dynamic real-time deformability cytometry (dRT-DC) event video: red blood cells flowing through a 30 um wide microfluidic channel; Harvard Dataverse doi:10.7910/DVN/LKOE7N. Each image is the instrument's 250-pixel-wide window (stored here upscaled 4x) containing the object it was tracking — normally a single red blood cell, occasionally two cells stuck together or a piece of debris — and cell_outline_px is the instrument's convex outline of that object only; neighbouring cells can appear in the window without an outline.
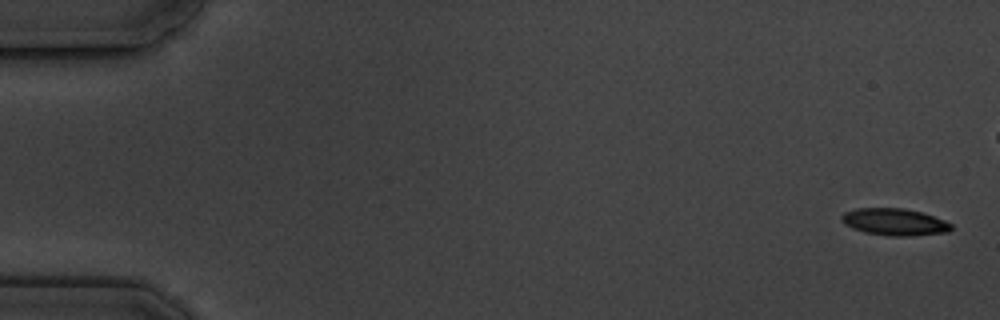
{"species": "common noctule bat (a hibernating species)", "species_latin": "Nyctalus noctula", "temperature_condition": "cold", "stored_images_in_passage": 7, "camera_frame_rate_fps": 3000, "um_per_image_px": 0.085, "animal": {"sex": "male", "body_mass_g": 19.5, "forearm_length_mm": 54.6}, "frame": {"image": 1, "passage_image": 1, "time_ms": 0.0, "image_size_px": [1000, 320], "cell_outline_px": [[952, 228], [948, 232], [912, 236], [888, 236], [864, 232], [852, 228], [844, 224], [840, 220], [840, 216], [844, 212], [856, 208], [904, 208], [920, 212], [944, 220], [952, 224]], "centroid_in_image_um": [76.0, 18.87], "position_along_channel_um": 9.0, "area_um2": 17.34}}